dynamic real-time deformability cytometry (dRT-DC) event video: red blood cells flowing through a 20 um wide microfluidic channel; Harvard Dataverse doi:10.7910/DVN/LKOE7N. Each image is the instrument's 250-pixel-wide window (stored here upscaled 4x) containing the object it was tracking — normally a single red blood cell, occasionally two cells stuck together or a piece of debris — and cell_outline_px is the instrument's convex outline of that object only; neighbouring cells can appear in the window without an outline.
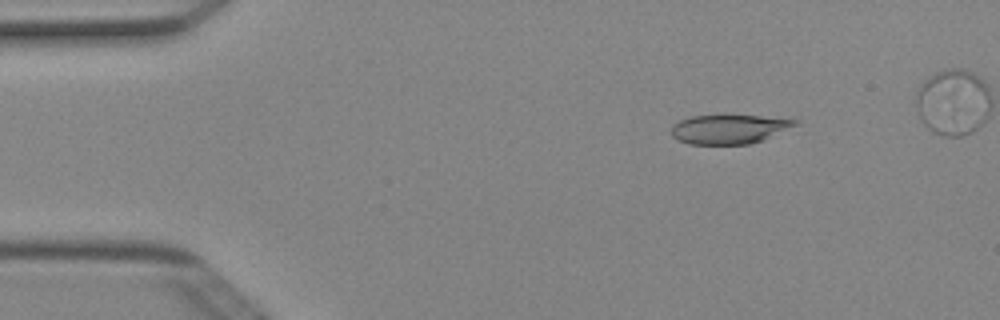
{"species": "Egyptian fruit bat (a non-hibernating species)", "species_latin": "Rousettus aegyptiacus", "temperature_condition": "cold", "stored_images_in_passage": 40, "camera_frame_rate_fps": 3000, "um_per_image_px": 0.085, "animal": {"sex": "female"}, "frame": {"image": 1, "passage_image": 1, "time_ms": 0.0, "image_size_px": [1000, 320], "cell_outline_px": [[796, 124], [764, 140], [748, 144], [688, 144], [672, 136], [672, 124], [680, 120], [692, 116], [760, 116], [796, 120]], "centroid_in_image_um": [61.92, 10.99], "position_along_channel_um": 23.1, "area_um2": 20.58}}
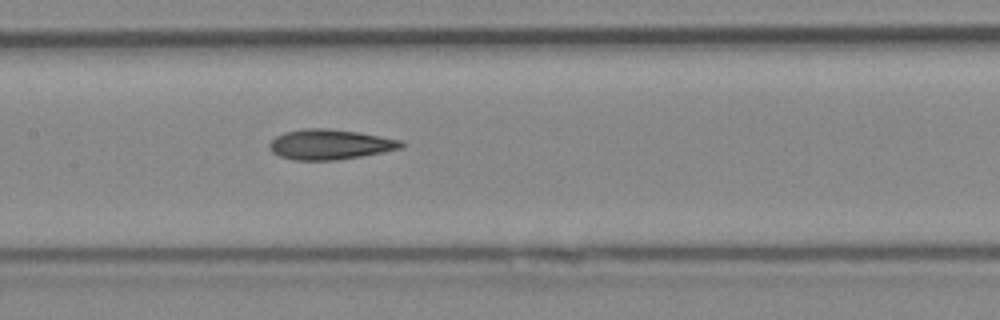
{"frame": {"image": 2, "passage_image": 18, "time_ms": 5.667, "image_size_px": [1000, 320], "cell_outline_px": [[404, 144], [400, 148], [360, 156], [336, 160], [292, 160], [280, 156], [272, 152], [268, 148], [268, 144], [276, 136], [284, 132], [304, 128], [328, 128], [356, 132], [380, 136], [400, 140]], "centroid_in_image_um": [27.97, 12.27], "position_along_channel_um": 179.4, "area_um2": 22.95}}
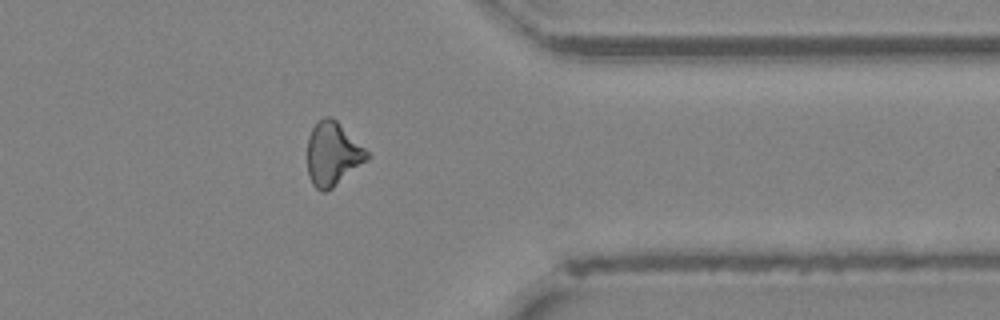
{"frame": {"image": 3, "passage_image": 34, "time_ms": 11.0, "image_size_px": [1000, 320], "cell_outline_px": [[372, 156], [368, 160], [332, 188], [324, 192], [320, 192], [312, 184], [308, 176], [308, 136], [312, 128], [324, 116], [332, 116]], "centroid_in_image_um": [28.27, 13.1], "position_along_channel_um": 383.1, "area_um2": 22.02}, "authors_computed_cell_mechanics": {"area_um2": 22.4264, "velocity_mm_per_s": 4.0226, "shape_relaxation_time_tau1_ms": 6.359, "shape_relaxation_time_tau2_ms": 5.9737, "deformation_change_tau1": 0.1446, "deformation_change_tau2": 0.1578}}